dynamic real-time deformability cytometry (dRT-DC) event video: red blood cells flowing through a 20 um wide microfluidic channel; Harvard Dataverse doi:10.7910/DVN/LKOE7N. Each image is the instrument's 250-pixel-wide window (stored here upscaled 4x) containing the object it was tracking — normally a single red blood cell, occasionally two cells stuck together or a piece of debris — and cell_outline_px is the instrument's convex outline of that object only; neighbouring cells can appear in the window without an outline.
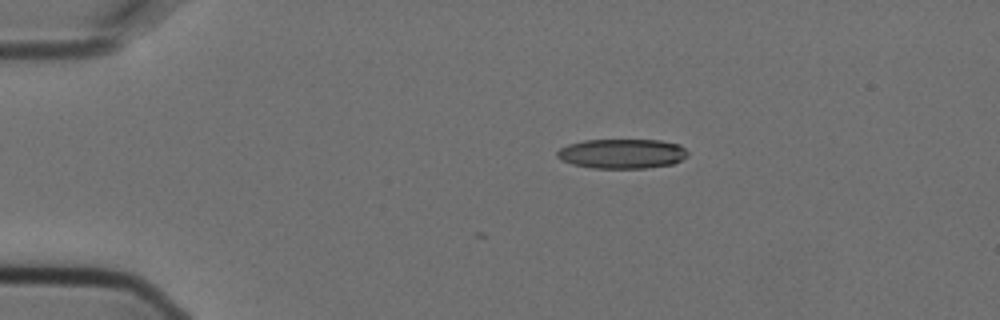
{"species": "Egyptian fruit bat (a non-hibernating species)", "species_latin": "Rousettus aegyptiacus", "temperature_condition": "cold", "stored_images_in_passage": 8, "camera_frame_rate_fps": 3000, "um_per_image_px": 0.085, "animal": {"sex": "female"}, "frame": {"image": 1, "passage_image": 1, "time_ms": 0.0, "image_size_px": [1000, 320], "cell_outline_px": [[688, 156], [672, 164], [644, 168], [592, 168], [572, 164], [560, 160], [556, 156], [556, 152], [560, 148], [568, 144], [584, 140], [660, 140], [680, 144], [688, 152]], "centroid_in_image_um": [52.85, 13.06], "position_along_channel_um": 32.1, "area_um2": 22.66}}
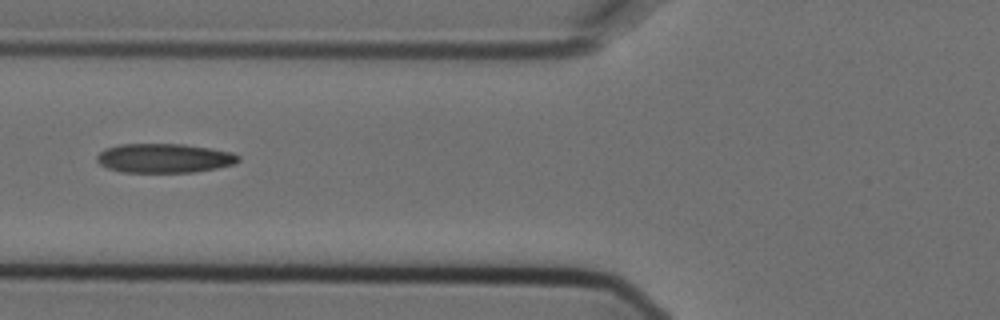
{"frame": {"image": 2, "passage_image": 4, "time_ms": 1.0, "image_size_px": [1000, 320], "cell_outline_px": [[240, 160], [236, 164], [216, 168], [192, 172], [124, 172], [108, 168], [100, 164], [96, 160], [96, 156], [104, 148], [120, 144], [184, 144], [232, 152], [240, 156]], "centroid_in_image_um": [13.96, 13.44], "position_along_channel_um": 111.8, "area_um2": 24.1}}
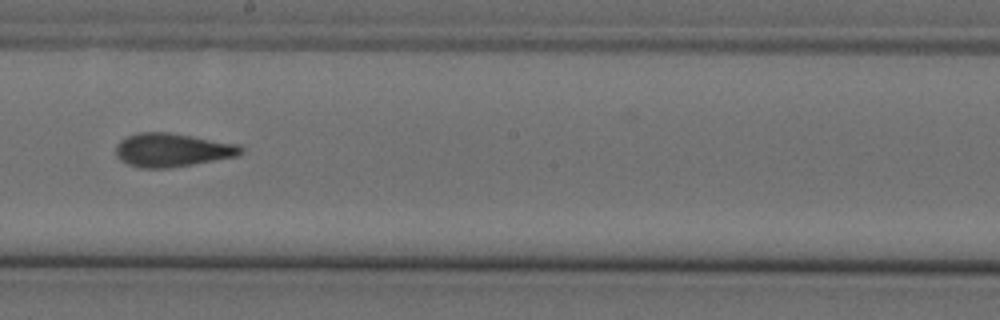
{"frame": {"image": 3, "passage_image": 7, "time_ms": 2.0, "image_size_px": [1000, 320], "cell_outline_px": [[244, 148], [240, 156], [172, 168], [140, 168], [128, 164], [120, 160], [116, 156], [116, 144], [120, 140], [136, 132], [168, 132], [240, 144]], "centroid_in_image_um": [14.66, 12.75], "position_along_channel_um": 233.5, "area_um2": 24.8}}